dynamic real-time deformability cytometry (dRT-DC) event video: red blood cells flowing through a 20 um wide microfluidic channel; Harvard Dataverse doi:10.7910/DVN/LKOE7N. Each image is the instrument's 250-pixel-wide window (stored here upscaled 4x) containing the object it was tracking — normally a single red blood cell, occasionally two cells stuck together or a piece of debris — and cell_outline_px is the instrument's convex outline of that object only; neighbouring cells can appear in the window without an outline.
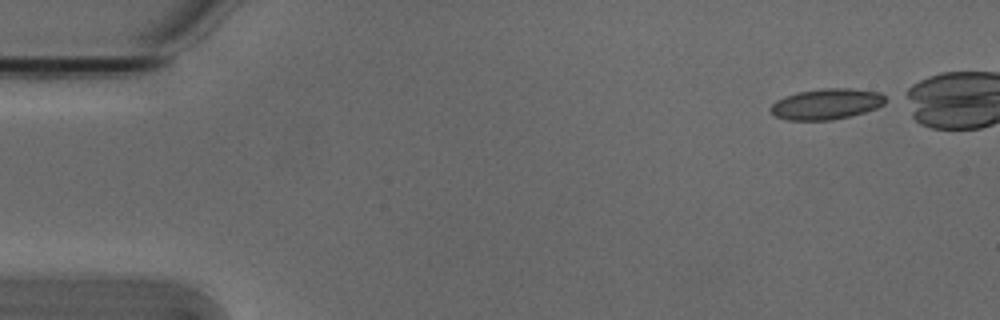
{"species": "Egyptian fruit bat (a non-hibernating species)", "species_latin": "Rousettus aegyptiacus", "temperature_condition": "cold", "stored_images_in_passage": 41, "camera_frame_rate_fps": 3000, "um_per_image_px": 0.085, "animal": {"sex": "male"}, "frame": {"image": 1, "passage_image": 1, "time_ms": 0.0, "image_size_px": [1000, 320], "cell_outline_px": [[888, 100], [884, 104], [876, 108], [864, 112], [832, 120], [788, 120], [776, 116], [768, 108], [776, 100], [784, 96], [796, 92], [824, 88], [848, 88], [880, 92]], "centroid_in_image_um": [70.24, 8.83], "position_along_channel_um": 14.8, "area_um2": 20.63}}
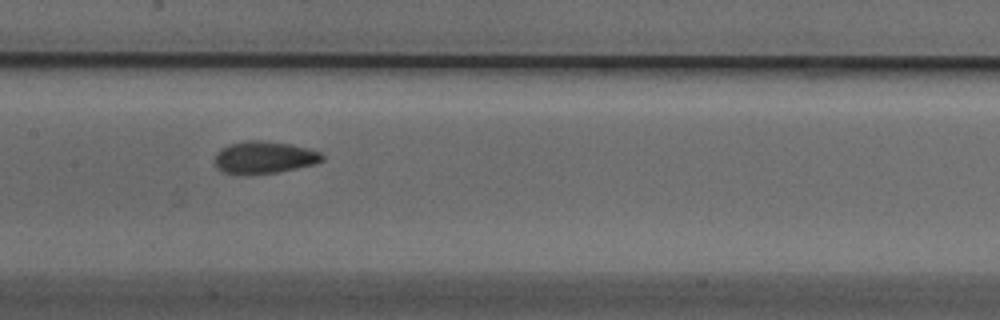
{"frame": {"image": 2, "passage_image": 23, "time_ms": 7.333, "image_size_px": [1000, 320], "cell_outline_px": [[324, 160], [316, 164], [276, 172], [224, 172], [216, 168], [212, 164], [216, 152], [220, 148], [228, 144], [248, 140], [264, 140], [288, 144], [320, 152], [324, 156]], "centroid_in_image_um": [22.42, 13.35], "position_along_channel_um": 185.0, "area_um2": 19.83}}
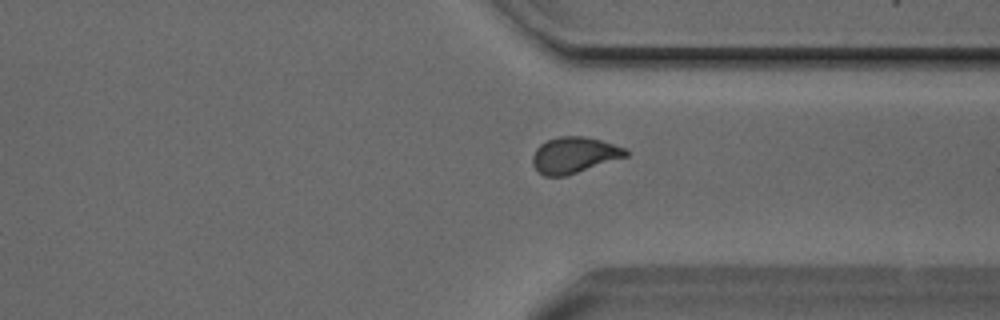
{"frame": {"image": 3, "passage_image": 37, "time_ms": 12.0, "image_size_px": [1000, 320], "cell_outline_px": [[628, 156], [564, 176], [544, 176], [532, 164], [532, 156], [536, 148], [540, 144], [548, 140], [560, 136], [584, 136], [600, 140], [624, 148], [628, 152]], "centroid_in_image_um": [48.78, 13.17], "position_along_channel_um": 362.6, "area_um2": 19.31}}